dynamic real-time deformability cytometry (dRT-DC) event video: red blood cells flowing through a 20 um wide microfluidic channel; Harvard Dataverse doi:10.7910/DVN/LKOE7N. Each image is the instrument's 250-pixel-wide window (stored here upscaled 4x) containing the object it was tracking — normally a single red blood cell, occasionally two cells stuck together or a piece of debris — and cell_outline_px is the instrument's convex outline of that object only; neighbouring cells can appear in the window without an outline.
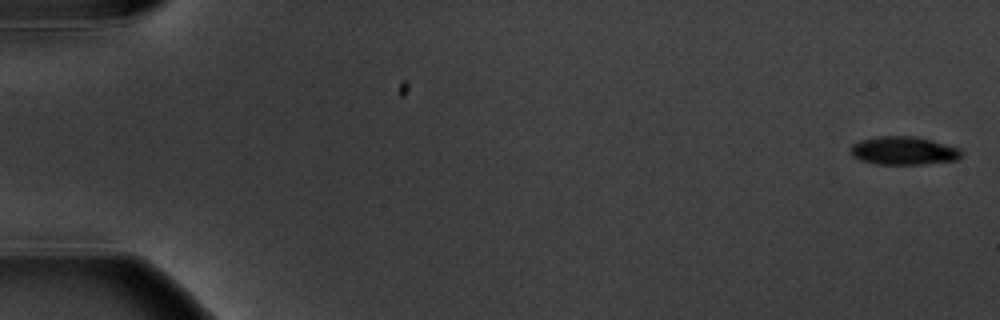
{"species": "common noctule bat (a hibernating species)", "species_latin": "Nyctalus noctula", "temperature_condition": "warm", "stored_images_in_passage": 5, "camera_frame_rate_fps": 3000, "um_per_image_px": 0.085, "animal": {"sex": "male", "body_mass_g": 20.1, "forearm_length_mm": 53.5}, "frame": {"image": 1, "passage_image": 1, "time_ms": 0.0, "image_size_px": [1000, 320], "cell_outline_px": [[960, 156], [956, 160], [924, 164], [876, 164], [860, 160], [852, 156], [852, 144], [860, 140], [880, 136], [916, 136], [932, 140], [960, 148]], "centroid_in_image_um": [76.8, 12.8], "position_along_channel_um": 8.2, "area_um2": 18.15}}
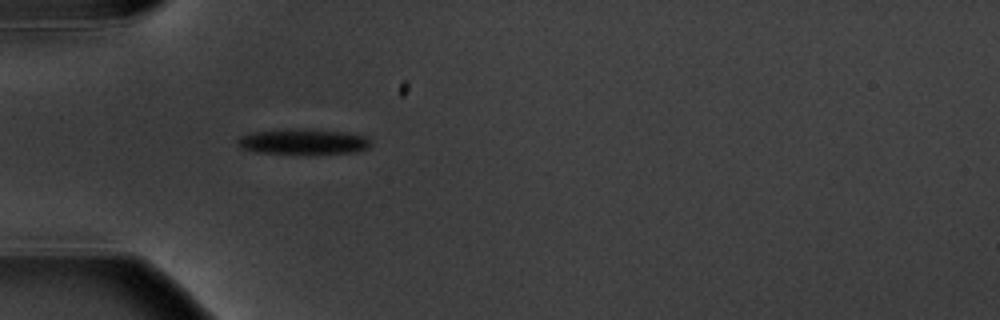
{"frame": {"image": 2, "passage_image": 5, "time_ms": 5.667, "image_size_px": [1000, 320], "cell_outline_px": [[372, 144], [368, 148], [356, 152], [256, 152], [240, 148], [236, 144], [236, 140], [240, 136], [252, 132], [288, 128], [300, 128], [344, 132], [368, 136], [372, 140]], "centroid_in_image_um": [25.77, 12.0], "position_along_channel_um": 59.2, "area_um2": 19.54}}